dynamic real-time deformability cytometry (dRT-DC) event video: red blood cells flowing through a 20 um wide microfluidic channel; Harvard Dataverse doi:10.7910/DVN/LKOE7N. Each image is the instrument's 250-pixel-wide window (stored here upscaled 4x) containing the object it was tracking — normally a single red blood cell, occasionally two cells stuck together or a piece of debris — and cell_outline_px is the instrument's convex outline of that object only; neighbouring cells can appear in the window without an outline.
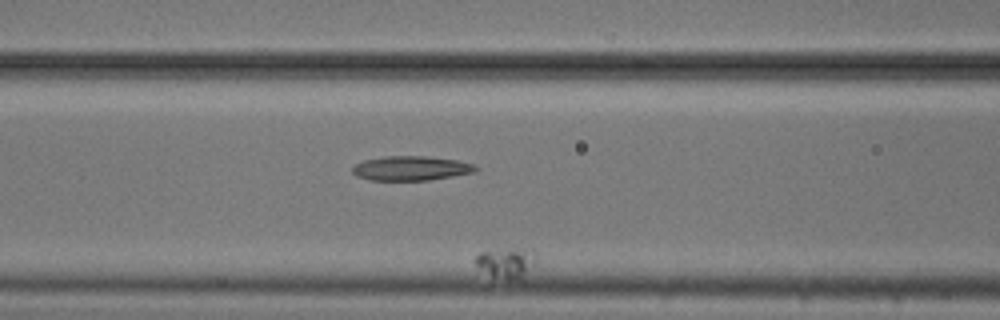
{"species": "common noctule bat (a hibernating species)", "species_latin": "Nyctalus noctula", "temperature_condition": "cold", "stored_images_in_passage": 51, "segment_of_instrument_passage": [2, 2], "camera_frame_rate_fps": 3000, "um_per_image_px": 0.085, "animal": {"sex": "male", "body_mass_g": 20.5, "forearm_length_mm": 52.5}, "frame": {"image": 1, "passage_image": 19, "time_ms": 6.0, "image_size_px": [1000, 320], "cell_outline_px": [[536, 264], [524, 280], [508, 280], [492, 276], [480, 268], [472, 260], [480, 252], [520, 248], [532, 248], [536, 256]], "centroid_in_image_um": [43.13, 22.36], "position_along_channel_um": 123.5, "area_um2": 11.1}}
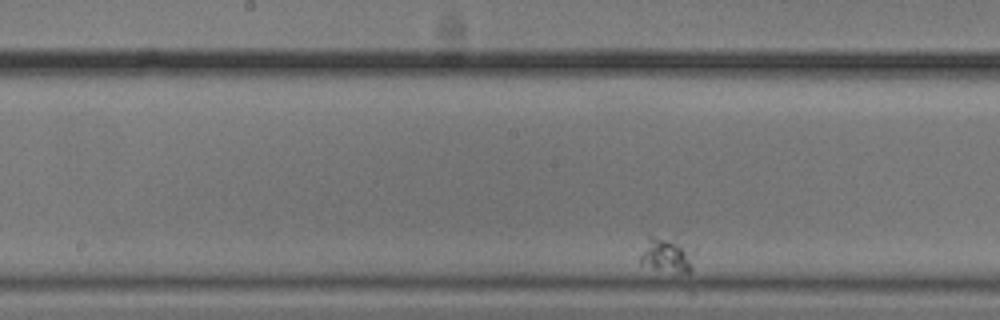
{"frame": {"image": 2, "passage_image": 29, "time_ms": 9.333, "image_size_px": [1000, 320], "cell_outline_px": [[696, 252], [692, 272], [676, 272], [656, 268], [640, 264], [640, 256], [648, 236], [652, 236], [696, 244]], "centroid_in_image_um": [56.82, 21.65], "position_along_channel_um": 191.4, "area_um2": 11.44}}
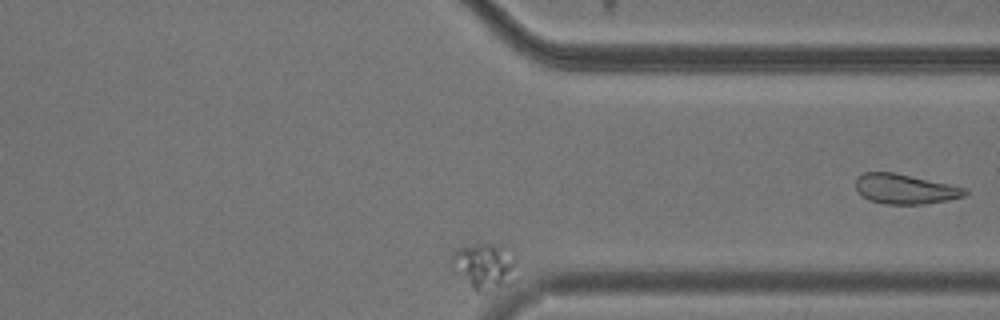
{"frame": {"image": 3, "passage_image": 50, "time_ms": 16.333, "image_size_px": [1000, 320], "cell_outline_px": [[516, 280], [500, 288], [488, 292], [476, 292], [472, 288], [452, 264], [452, 256], [460, 248], [480, 240], [500, 244], [516, 256]], "centroid_in_image_um": [41.28, 22.58], "position_along_channel_um": 370.1, "area_um2": 17.86}}